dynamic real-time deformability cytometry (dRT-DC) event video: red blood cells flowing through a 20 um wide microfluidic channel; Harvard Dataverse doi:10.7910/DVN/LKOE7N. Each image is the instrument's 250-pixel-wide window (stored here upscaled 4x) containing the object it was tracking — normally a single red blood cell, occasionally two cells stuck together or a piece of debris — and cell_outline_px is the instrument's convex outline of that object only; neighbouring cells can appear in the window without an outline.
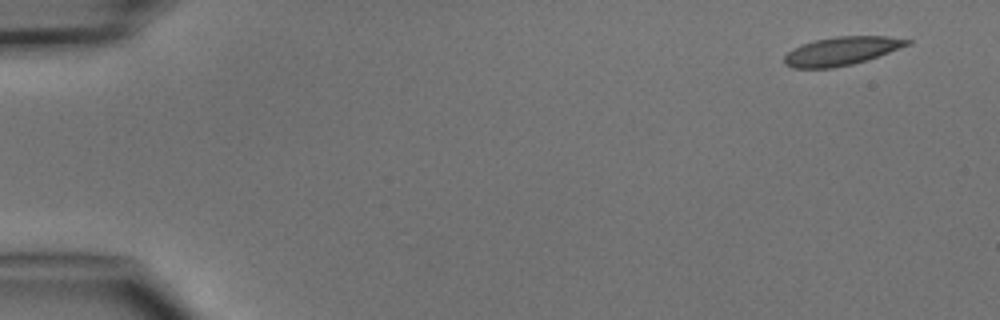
{"species": "common noctule bat (a hibernating species)", "species_latin": "Nyctalus noctula", "temperature_condition": "cold", "stored_images_in_passage": 4, "camera_frame_rate_fps": 3000, "um_per_image_px": 0.085, "animal": {"sex": "male", "body_mass_g": 15.6}, "frame": {"image": 1, "passage_image": 1, "time_ms": 0.0, "image_size_px": [1000, 320], "cell_outline_px": [[912, 40], [908, 44], [888, 52], [852, 64], [832, 68], [792, 68], [784, 64], [784, 56], [792, 48], [816, 40], [836, 36], [888, 36]], "centroid_in_image_um": [71.47, 4.34], "position_along_channel_um": 13.5, "area_um2": 20.0}}
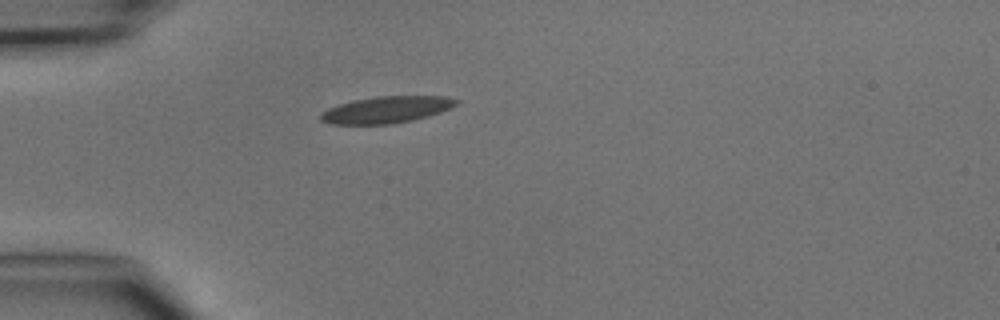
{"frame": {"image": 2, "passage_image": 4, "time_ms": 3.667, "image_size_px": [1000, 320], "cell_outline_px": [[460, 104], [452, 108], [428, 116], [412, 120], [388, 124], [332, 124], [320, 120], [320, 112], [328, 108], [352, 100], [376, 96], [448, 96], [460, 100]], "centroid_in_image_um": [32.89, 9.31], "position_along_channel_um": 52.1, "area_um2": 21.27}}